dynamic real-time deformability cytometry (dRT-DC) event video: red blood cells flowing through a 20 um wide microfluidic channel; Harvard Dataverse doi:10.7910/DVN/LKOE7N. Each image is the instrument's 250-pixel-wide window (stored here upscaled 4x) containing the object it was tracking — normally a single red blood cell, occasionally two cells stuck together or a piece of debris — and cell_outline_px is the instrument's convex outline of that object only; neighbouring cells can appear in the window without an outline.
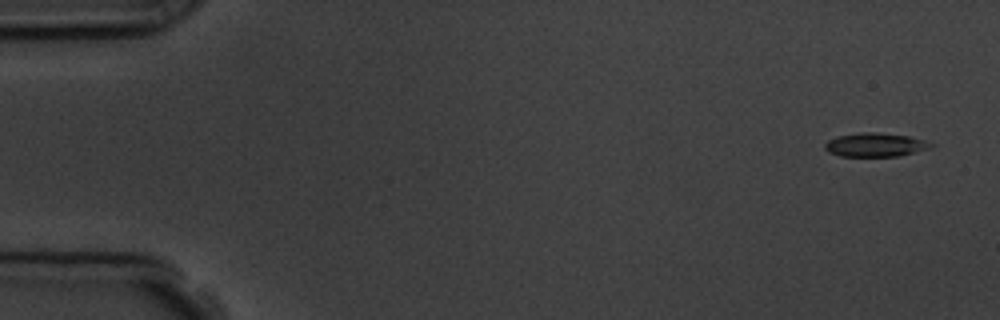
{"species": "common noctule bat (a hibernating species)", "species_latin": "Nyctalus noctula", "temperature_condition": "room temperature", "stored_images_in_passage": 6, "camera_frame_rate_fps": 3000, "um_per_image_px": 0.085, "animal": {"sex": "male", "body_mass_g": 19.5, "forearm_length_mm": 54.6}, "frame": {"image": 1, "passage_image": 1, "time_ms": 0.0, "image_size_px": [1000, 320], "cell_outline_px": [[936, 144], [932, 148], [900, 156], [840, 156], [828, 152], [824, 148], [824, 144], [828, 140], [840, 136], [860, 132], [876, 132], [908, 136], [924, 140]], "centroid_in_image_um": [74.43, 12.31], "position_along_channel_um": 10.6, "area_um2": 14.74}}